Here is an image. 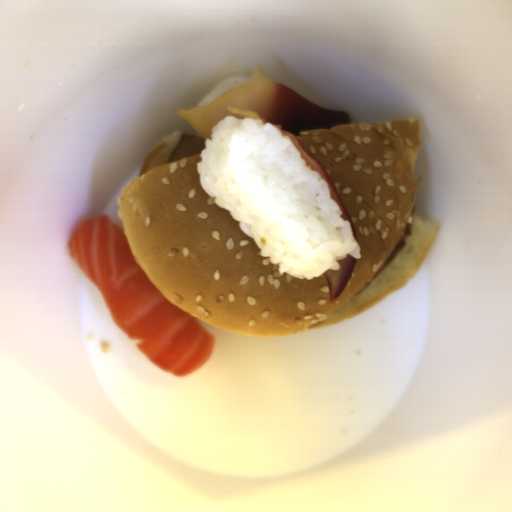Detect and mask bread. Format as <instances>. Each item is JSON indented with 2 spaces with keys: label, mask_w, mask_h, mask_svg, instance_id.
<instances>
[{
  "label": "bread",
  "mask_w": 512,
  "mask_h": 512,
  "mask_svg": "<svg viewBox=\"0 0 512 512\" xmlns=\"http://www.w3.org/2000/svg\"><path fill=\"white\" fill-rule=\"evenodd\" d=\"M183 131L160 137L139 175L116 200L135 262L171 303L210 325L252 337H277L337 324L404 288L425 260L441 224L419 217L415 165L419 119L299 131L303 149L326 171L352 221L361 258L331 302L325 275L279 273L230 210L200 185V153L168 164ZM406 246L375 279L407 223Z\"/></svg>",
  "instance_id": "8d2b1439"
}]
</instances>
